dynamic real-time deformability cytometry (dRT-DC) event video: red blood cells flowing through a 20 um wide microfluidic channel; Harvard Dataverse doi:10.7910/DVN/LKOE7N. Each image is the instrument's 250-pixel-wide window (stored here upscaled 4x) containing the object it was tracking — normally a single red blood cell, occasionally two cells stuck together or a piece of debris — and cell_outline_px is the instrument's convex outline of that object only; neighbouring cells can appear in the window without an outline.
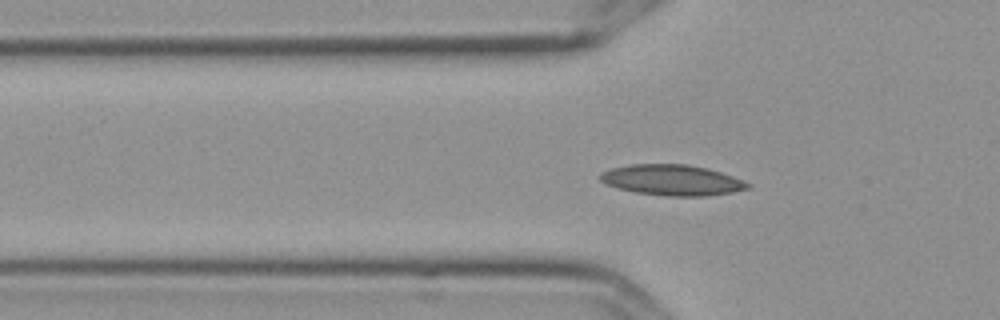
{"species": "Egyptian fruit bat (a non-hibernating species)", "species_latin": "Rousettus aegyptiacus", "temperature_condition": "cold", "stored_images_in_passage": 58, "camera_frame_rate_fps": 3000, "um_per_image_px": 0.085, "frame": {"image": 1, "passage_image": 19, "time_ms": 6.0, "image_size_px": [1000, 320], "cell_outline_px": [[752, 184], [748, 188], [732, 192], [704, 196], [664, 196], [636, 192], [616, 188], [604, 184], [600, 180], [600, 172], [612, 168], [632, 164], [684, 164], [708, 168], [732, 176]], "centroid_in_image_um": [57.09, 15.31], "position_along_channel_um": 68.7, "area_um2": 26.36}}
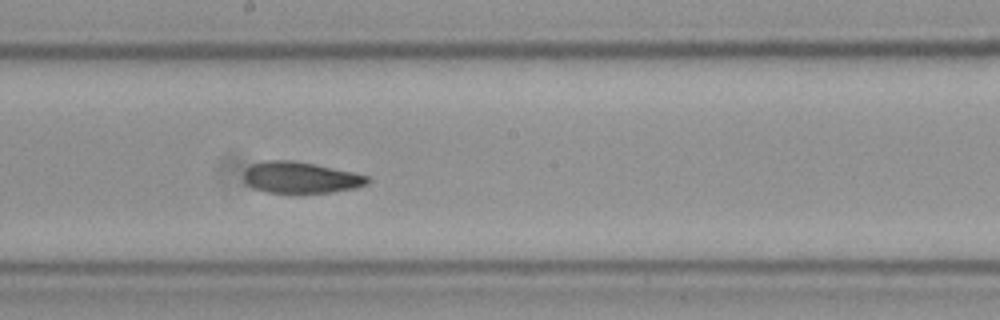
{"frame": {"image": 2, "passage_image": 32, "time_ms": 10.333, "image_size_px": [1000, 320], "cell_outline_px": [[372, 180], [368, 184], [356, 188], [332, 192], [264, 192], [252, 188], [244, 180], [244, 172], [252, 164], [264, 160], [292, 160], [316, 164], [372, 176]], "centroid_in_image_um": [25.6, 15.08], "position_along_channel_um": 222.6, "area_um2": 22.77}}
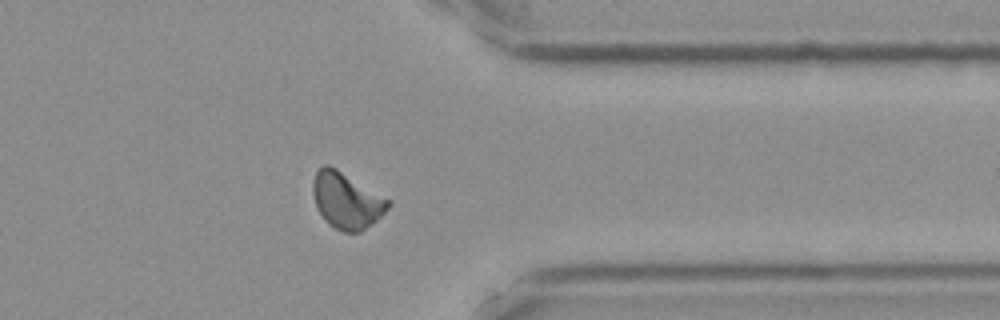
{"frame": {"image": 3, "passage_image": 46, "time_ms": 15.0, "image_size_px": [1000, 320], "cell_outline_px": [[392, 204], [372, 224], [360, 232], [344, 232], [328, 224], [316, 208], [312, 192], [312, 184], [316, 172], [324, 164], [328, 164], [336, 168], [392, 200]], "centroid_in_image_um": [29.46, 17.03], "position_along_channel_um": 381.9, "area_um2": 24.74}, "authors_computed_cell_mechanics": {"area_um2": 23.3512, "velocity_mm_per_s": 3.5597, "shape_relaxation_time_tau1_ms": null, "shape_relaxation_time_tau2_ms": 2.7026, "deformation_change_tau1": null, "deformation_change_tau2": 0.0817}}